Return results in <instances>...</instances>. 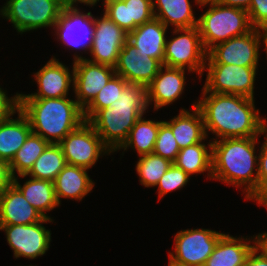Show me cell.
Returning <instances> with one entry per match:
<instances>
[{"mask_svg":"<svg viewBox=\"0 0 267 266\" xmlns=\"http://www.w3.org/2000/svg\"><path fill=\"white\" fill-rule=\"evenodd\" d=\"M196 107L201 111L205 132L213 141L226 138L260 137L267 118L260 116L255 99L233 94H217L202 89Z\"/></svg>","mask_w":267,"mask_h":266,"instance_id":"obj_1","label":"cell"},{"mask_svg":"<svg viewBox=\"0 0 267 266\" xmlns=\"http://www.w3.org/2000/svg\"><path fill=\"white\" fill-rule=\"evenodd\" d=\"M259 137L226 138L212 141V180L243 187L245 199L257 200ZM254 174V175H253Z\"/></svg>","mask_w":267,"mask_h":266,"instance_id":"obj_2","label":"cell"},{"mask_svg":"<svg viewBox=\"0 0 267 266\" xmlns=\"http://www.w3.org/2000/svg\"><path fill=\"white\" fill-rule=\"evenodd\" d=\"M147 109V87L128 83L115 102L98 110L87 122L114 153L124 144L135 122L146 114Z\"/></svg>","mask_w":267,"mask_h":266,"instance_id":"obj_3","label":"cell"},{"mask_svg":"<svg viewBox=\"0 0 267 266\" xmlns=\"http://www.w3.org/2000/svg\"><path fill=\"white\" fill-rule=\"evenodd\" d=\"M18 108L28 118L32 133L51 144H59L85 121L83 109L68 97L18 98Z\"/></svg>","mask_w":267,"mask_h":266,"instance_id":"obj_4","label":"cell"},{"mask_svg":"<svg viewBox=\"0 0 267 266\" xmlns=\"http://www.w3.org/2000/svg\"><path fill=\"white\" fill-rule=\"evenodd\" d=\"M197 19V27L206 52L219 43L244 35L253 29L246 10L221 3L210 4L209 9Z\"/></svg>","mask_w":267,"mask_h":266,"instance_id":"obj_5","label":"cell"},{"mask_svg":"<svg viewBox=\"0 0 267 266\" xmlns=\"http://www.w3.org/2000/svg\"><path fill=\"white\" fill-rule=\"evenodd\" d=\"M64 0H7L0 8V15L10 21L20 34L40 28L54 27Z\"/></svg>","mask_w":267,"mask_h":266,"instance_id":"obj_6","label":"cell"},{"mask_svg":"<svg viewBox=\"0 0 267 266\" xmlns=\"http://www.w3.org/2000/svg\"><path fill=\"white\" fill-rule=\"evenodd\" d=\"M174 35L166 39L163 65L171 68L188 69L195 72L199 79L203 76L207 52L205 51L198 27L173 29Z\"/></svg>","mask_w":267,"mask_h":266,"instance_id":"obj_7","label":"cell"},{"mask_svg":"<svg viewBox=\"0 0 267 266\" xmlns=\"http://www.w3.org/2000/svg\"><path fill=\"white\" fill-rule=\"evenodd\" d=\"M203 89L217 94L241 95L254 98V83L258 67H243L223 63H206Z\"/></svg>","mask_w":267,"mask_h":266,"instance_id":"obj_8","label":"cell"},{"mask_svg":"<svg viewBox=\"0 0 267 266\" xmlns=\"http://www.w3.org/2000/svg\"><path fill=\"white\" fill-rule=\"evenodd\" d=\"M224 233L211 229H185L174 236L168 266H204Z\"/></svg>","mask_w":267,"mask_h":266,"instance_id":"obj_9","label":"cell"},{"mask_svg":"<svg viewBox=\"0 0 267 266\" xmlns=\"http://www.w3.org/2000/svg\"><path fill=\"white\" fill-rule=\"evenodd\" d=\"M59 146L67 164L88 170L95 166L101 156L113 153L87 121L67 134Z\"/></svg>","mask_w":267,"mask_h":266,"instance_id":"obj_10","label":"cell"},{"mask_svg":"<svg viewBox=\"0 0 267 266\" xmlns=\"http://www.w3.org/2000/svg\"><path fill=\"white\" fill-rule=\"evenodd\" d=\"M260 29L233 37L212 47L207 52L206 63L234 64L243 67H258L260 47L263 46ZM261 44V45H260Z\"/></svg>","mask_w":267,"mask_h":266,"instance_id":"obj_11","label":"cell"},{"mask_svg":"<svg viewBox=\"0 0 267 266\" xmlns=\"http://www.w3.org/2000/svg\"><path fill=\"white\" fill-rule=\"evenodd\" d=\"M51 218L30 225H0L5 232L7 243L13 250L14 258L36 259L43 256L50 248L51 230L44 223L53 222Z\"/></svg>","mask_w":267,"mask_h":266,"instance_id":"obj_12","label":"cell"},{"mask_svg":"<svg viewBox=\"0 0 267 266\" xmlns=\"http://www.w3.org/2000/svg\"><path fill=\"white\" fill-rule=\"evenodd\" d=\"M78 5H66L53 27L54 35L61 44L71 50L90 51L93 39L94 16L88 11L84 13Z\"/></svg>","mask_w":267,"mask_h":266,"instance_id":"obj_13","label":"cell"},{"mask_svg":"<svg viewBox=\"0 0 267 266\" xmlns=\"http://www.w3.org/2000/svg\"><path fill=\"white\" fill-rule=\"evenodd\" d=\"M73 59V92L76 102L84 110L116 72L113 67L91 62L77 53Z\"/></svg>","mask_w":267,"mask_h":266,"instance_id":"obj_14","label":"cell"},{"mask_svg":"<svg viewBox=\"0 0 267 266\" xmlns=\"http://www.w3.org/2000/svg\"><path fill=\"white\" fill-rule=\"evenodd\" d=\"M128 33L110 20L106 14L94 17L92 46L89 51L91 62L115 67L118 55L127 42Z\"/></svg>","mask_w":267,"mask_h":266,"instance_id":"obj_15","label":"cell"},{"mask_svg":"<svg viewBox=\"0 0 267 266\" xmlns=\"http://www.w3.org/2000/svg\"><path fill=\"white\" fill-rule=\"evenodd\" d=\"M38 90L35 93H18V98H63L68 97L69 90L74 84V67L70 71L68 66L55 56L34 73Z\"/></svg>","mask_w":267,"mask_h":266,"instance_id":"obj_16","label":"cell"},{"mask_svg":"<svg viewBox=\"0 0 267 266\" xmlns=\"http://www.w3.org/2000/svg\"><path fill=\"white\" fill-rule=\"evenodd\" d=\"M163 65L148 55H141L128 41L118 55L114 70L128 83L147 87Z\"/></svg>","mask_w":267,"mask_h":266,"instance_id":"obj_17","label":"cell"},{"mask_svg":"<svg viewBox=\"0 0 267 266\" xmlns=\"http://www.w3.org/2000/svg\"><path fill=\"white\" fill-rule=\"evenodd\" d=\"M186 69L162 66L152 82L147 86L148 107L154 104V111L173 104L185 89Z\"/></svg>","mask_w":267,"mask_h":266,"instance_id":"obj_18","label":"cell"},{"mask_svg":"<svg viewBox=\"0 0 267 266\" xmlns=\"http://www.w3.org/2000/svg\"><path fill=\"white\" fill-rule=\"evenodd\" d=\"M104 14L126 33L154 18L152 0H103Z\"/></svg>","mask_w":267,"mask_h":266,"instance_id":"obj_19","label":"cell"},{"mask_svg":"<svg viewBox=\"0 0 267 266\" xmlns=\"http://www.w3.org/2000/svg\"><path fill=\"white\" fill-rule=\"evenodd\" d=\"M43 219L13 183L0 192V225H30Z\"/></svg>","mask_w":267,"mask_h":266,"instance_id":"obj_20","label":"cell"},{"mask_svg":"<svg viewBox=\"0 0 267 266\" xmlns=\"http://www.w3.org/2000/svg\"><path fill=\"white\" fill-rule=\"evenodd\" d=\"M256 245L257 235L244 238L224 233L204 266H243L248 254Z\"/></svg>","mask_w":267,"mask_h":266,"instance_id":"obj_21","label":"cell"},{"mask_svg":"<svg viewBox=\"0 0 267 266\" xmlns=\"http://www.w3.org/2000/svg\"><path fill=\"white\" fill-rule=\"evenodd\" d=\"M166 27L160 20L151 21L137 26L128 33L127 41L132 44L141 55H148L157 59L163 65L164 49L166 43Z\"/></svg>","mask_w":267,"mask_h":266,"instance_id":"obj_22","label":"cell"},{"mask_svg":"<svg viewBox=\"0 0 267 266\" xmlns=\"http://www.w3.org/2000/svg\"><path fill=\"white\" fill-rule=\"evenodd\" d=\"M172 130L180 149L202 142L206 137L201 111L192 104V110L181 108L170 121H164Z\"/></svg>","mask_w":267,"mask_h":266,"instance_id":"obj_23","label":"cell"},{"mask_svg":"<svg viewBox=\"0 0 267 266\" xmlns=\"http://www.w3.org/2000/svg\"><path fill=\"white\" fill-rule=\"evenodd\" d=\"M16 113L18 115L14 119ZM31 133L29 120L19 108L10 116L1 119L0 158L10 163Z\"/></svg>","mask_w":267,"mask_h":266,"instance_id":"obj_24","label":"cell"},{"mask_svg":"<svg viewBox=\"0 0 267 266\" xmlns=\"http://www.w3.org/2000/svg\"><path fill=\"white\" fill-rule=\"evenodd\" d=\"M94 185L95 182L89 177L88 169L67 164L54 181L58 203L61 204V198L81 201L91 193Z\"/></svg>","mask_w":267,"mask_h":266,"instance_id":"obj_25","label":"cell"},{"mask_svg":"<svg viewBox=\"0 0 267 266\" xmlns=\"http://www.w3.org/2000/svg\"><path fill=\"white\" fill-rule=\"evenodd\" d=\"M154 18L166 27L193 28L198 24L190 0H152Z\"/></svg>","mask_w":267,"mask_h":266,"instance_id":"obj_26","label":"cell"},{"mask_svg":"<svg viewBox=\"0 0 267 266\" xmlns=\"http://www.w3.org/2000/svg\"><path fill=\"white\" fill-rule=\"evenodd\" d=\"M12 183L44 218L52 219L46 212L52 211L54 208L60 206L55 194L54 182L30 178L29 176V179H27L22 186L18 181V176H15Z\"/></svg>","mask_w":267,"mask_h":266,"instance_id":"obj_27","label":"cell"},{"mask_svg":"<svg viewBox=\"0 0 267 266\" xmlns=\"http://www.w3.org/2000/svg\"><path fill=\"white\" fill-rule=\"evenodd\" d=\"M204 141L180 149L174 164L189 176L207 172L212 180V139L206 145Z\"/></svg>","mask_w":267,"mask_h":266,"instance_id":"obj_28","label":"cell"},{"mask_svg":"<svg viewBox=\"0 0 267 266\" xmlns=\"http://www.w3.org/2000/svg\"><path fill=\"white\" fill-rule=\"evenodd\" d=\"M163 121L145 119L141 116L130 130L127 140L117 150L126 151L132 148L139 156L153 153L158 136L159 126Z\"/></svg>","mask_w":267,"mask_h":266,"instance_id":"obj_29","label":"cell"},{"mask_svg":"<svg viewBox=\"0 0 267 266\" xmlns=\"http://www.w3.org/2000/svg\"><path fill=\"white\" fill-rule=\"evenodd\" d=\"M67 165L59 144H49L45 151L37 158L30 171L20 178L30 176L36 179L54 182L58 173Z\"/></svg>","mask_w":267,"mask_h":266,"instance_id":"obj_30","label":"cell"},{"mask_svg":"<svg viewBox=\"0 0 267 266\" xmlns=\"http://www.w3.org/2000/svg\"><path fill=\"white\" fill-rule=\"evenodd\" d=\"M49 144L41 136L31 133L9 163L12 177L27 174Z\"/></svg>","mask_w":267,"mask_h":266,"instance_id":"obj_31","label":"cell"},{"mask_svg":"<svg viewBox=\"0 0 267 266\" xmlns=\"http://www.w3.org/2000/svg\"><path fill=\"white\" fill-rule=\"evenodd\" d=\"M138 157L140 158L135 167L140 184L147 188L156 187L160 178L168 170L172 162L154 153Z\"/></svg>","mask_w":267,"mask_h":266,"instance_id":"obj_32","label":"cell"},{"mask_svg":"<svg viewBox=\"0 0 267 266\" xmlns=\"http://www.w3.org/2000/svg\"><path fill=\"white\" fill-rule=\"evenodd\" d=\"M127 84V81L115 74L99 91L94 100L83 110L85 121H88L98 110L106 108L115 102Z\"/></svg>","mask_w":267,"mask_h":266,"instance_id":"obj_33","label":"cell"},{"mask_svg":"<svg viewBox=\"0 0 267 266\" xmlns=\"http://www.w3.org/2000/svg\"><path fill=\"white\" fill-rule=\"evenodd\" d=\"M180 148L171 128L163 121L159 126L153 153L174 163Z\"/></svg>","mask_w":267,"mask_h":266,"instance_id":"obj_34","label":"cell"},{"mask_svg":"<svg viewBox=\"0 0 267 266\" xmlns=\"http://www.w3.org/2000/svg\"><path fill=\"white\" fill-rule=\"evenodd\" d=\"M190 177L181 168L172 163L156 185L159 198L161 199L169 192L182 190L190 182Z\"/></svg>","mask_w":267,"mask_h":266,"instance_id":"obj_35","label":"cell"},{"mask_svg":"<svg viewBox=\"0 0 267 266\" xmlns=\"http://www.w3.org/2000/svg\"><path fill=\"white\" fill-rule=\"evenodd\" d=\"M262 134L264 141L259 147L257 200L255 203L267 208V125L262 129L260 135Z\"/></svg>","mask_w":267,"mask_h":266,"instance_id":"obj_36","label":"cell"},{"mask_svg":"<svg viewBox=\"0 0 267 266\" xmlns=\"http://www.w3.org/2000/svg\"><path fill=\"white\" fill-rule=\"evenodd\" d=\"M247 12L253 28L267 27V0H251Z\"/></svg>","mask_w":267,"mask_h":266,"instance_id":"obj_37","label":"cell"},{"mask_svg":"<svg viewBox=\"0 0 267 266\" xmlns=\"http://www.w3.org/2000/svg\"><path fill=\"white\" fill-rule=\"evenodd\" d=\"M18 109V92L8 97L4 88L0 86V120L10 116Z\"/></svg>","mask_w":267,"mask_h":266,"instance_id":"obj_38","label":"cell"},{"mask_svg":"<svg viewBox=\"0 0 267 266\" xmlns=\"http://www.w3.org/2000/svg\"><path fill=\"white\" fill-rule=\"evenodd\" d=\"M243 266H267V253L257 244L248 254Z\"/></svg>","mask_w":267,"mask_h":266,"instance_id":"obj_39","label":"cell"},{"mask_svg":"<svg viewBox=\"0 0 267 266\" xmlns=\"http://www.w3.org/2000/svg\"><path fill=\"white\" fill-rule=\"evenodd\" d=\"M13 177L10 172L9 163L0 158V192L11 185Z\"/></svg>","mask_w":267,"mask_h":266,"instance_id":"obj_40","label":"cell"},{"mask_svg":"<svg viewBox=\"0 0 267 266\" xmlns=\"http://www.w3.org/2000/svg\"><path fill=\"white\" fill-rule=\"evenodd\" d=\"M251 0H221V4L248 11Z\"/></svg>","mask_w":267,"mask_h":266,"instance_id":"obj_41","label":"cell"},{"mask_svg":"<svg viewBox=\"0 0 267 266\" xmlns=\"http://www.w3.org/2000/svg\"><path fill=\"white\" fill-rule=\"evenodd\" d=\"M66 5H76L78 3L85 4L87 6H96L99 0H64Z\"/></svg>","mask_w":267,"mask_h":266,"instance_id":"obj_42","label":"cell"},{"mask_svg":"<svg viewBox=\"0 0 267 266\" xmlns=\"http://www.w3.org/2000/svg\"><path fill=\"white\" fill-rule=\"evenodd\" d=\"M257 244L267 253V232L257 235Z\"/></svg>","mask_w":267,"mask_h":266,"instance_id":"obj_43","label":"cell"},{"mask_svg":"<svg viewBox=\"0 0 267 266\" xmlns=\"http://www.w3.org/2000/svg\"><path fill=\"white\" fill-rule=\"evenodd\" d=\"M194 2L199 5L200 7H205L208 4H217V3H221V0H194Z\"/></svg>","mask_w":267,"mask_h":266,"instance_id":"obj_44","label":"cell"},{"mask_svg":"<svg viewBox=\"0 0 267 266\" xmlns=\"http://www.w3.org/2000/svg\"><path fill=\"white\" fill-rule=\"evenodd\" d=\"M260 31H261V34H262V42H263V44H264V51H265V53H266V55H267V27H265V28H262V29H260ZM266 59H267V56H266Z\"/></svg>","mask_w":267,"mask_h":266,"instance_id":"obj_45","label":"cell"}]
</instances>
